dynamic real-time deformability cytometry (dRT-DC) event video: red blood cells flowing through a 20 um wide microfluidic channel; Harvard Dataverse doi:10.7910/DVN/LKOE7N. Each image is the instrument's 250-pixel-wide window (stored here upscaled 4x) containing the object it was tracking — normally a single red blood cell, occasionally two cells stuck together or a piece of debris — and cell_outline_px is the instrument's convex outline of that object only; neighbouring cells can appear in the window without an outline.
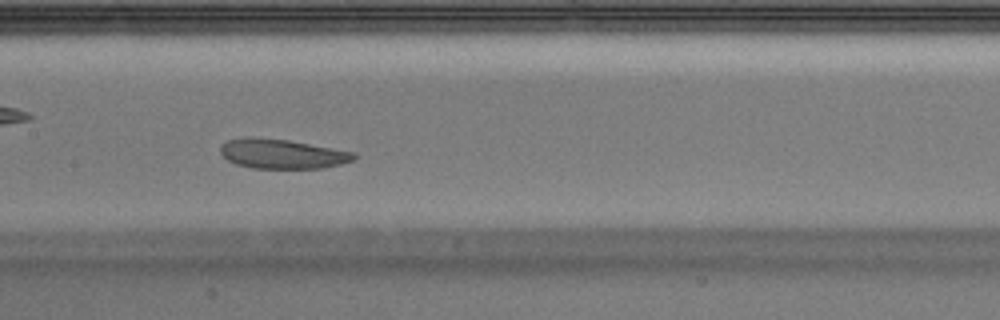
{"species": "Egyptian fruit bat (a non-hibernating species)", "species_latin": "Rousettus aegyptiacus", "temperature_condition": "warm", "stored_images_in_passage": 30, "camera_frame_rate_fps": 3000, "um_per_image_px": 0.085, "animal": {"sex": "male"}, "frame": {"image": 1, "passage_image": 9, "time_ms": 2.667, "image_size_px": [1000, 320], "cell_outline_px": [[356, 160], [324, 168], [252, 168], [236, 164], [228, 160], [220, 152], [220, 144], [228, 140], [288, 140], [356, 152]], "centroid_in_image_um": [24.08, 13.12], "position_along_channel_um": 183.3, "area_um2": 22.25}}